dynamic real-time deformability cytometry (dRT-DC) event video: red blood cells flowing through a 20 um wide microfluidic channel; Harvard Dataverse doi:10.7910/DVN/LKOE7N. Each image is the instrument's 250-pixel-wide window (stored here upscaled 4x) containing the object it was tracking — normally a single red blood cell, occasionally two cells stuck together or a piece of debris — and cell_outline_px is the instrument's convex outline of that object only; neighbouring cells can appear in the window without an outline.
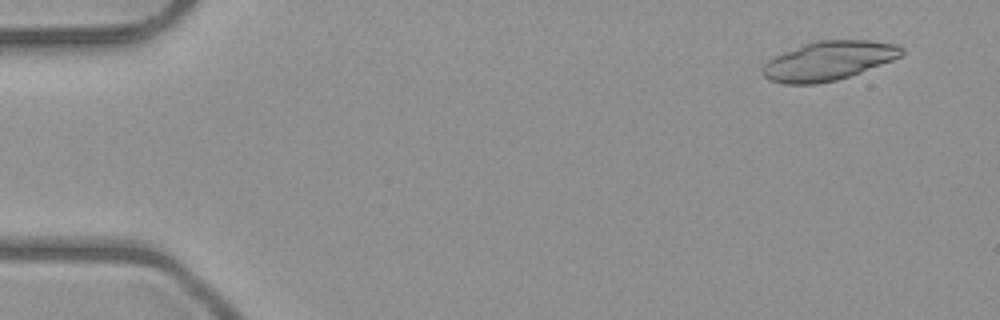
{"species": "common noctule bat (a hibernating species)", "species_latin": "Nyctalus noctula", "temperature_condition": "room temperature", "stored_images_in_passage": 3, "camera_frame_rate_fps": 3000, "um_per_image_px": 0.085, "animal": {"sex": "male", "body_mass_g": 23.1, "forearm_length_mm": 52.7}, "frame": {"image": 1, "passage_image": 2, "time_ms": 0.333, "image_size_px": [1000, 320], "cell_outline_px": [[904, 52], [900, 56], [892, 60], [860, 72], [836, 80], [816, 84], [788, 84], [768, 80], [764, 76], [760, 68], [768, 60], [776, 56], [804, 44], [816, 40], [868, 40], [896, 44], [904, 48]], "centroid_in_image_um": [70.41, 5.17], "position_along_channel_um": 14.6, "area_um2": 31.39}}